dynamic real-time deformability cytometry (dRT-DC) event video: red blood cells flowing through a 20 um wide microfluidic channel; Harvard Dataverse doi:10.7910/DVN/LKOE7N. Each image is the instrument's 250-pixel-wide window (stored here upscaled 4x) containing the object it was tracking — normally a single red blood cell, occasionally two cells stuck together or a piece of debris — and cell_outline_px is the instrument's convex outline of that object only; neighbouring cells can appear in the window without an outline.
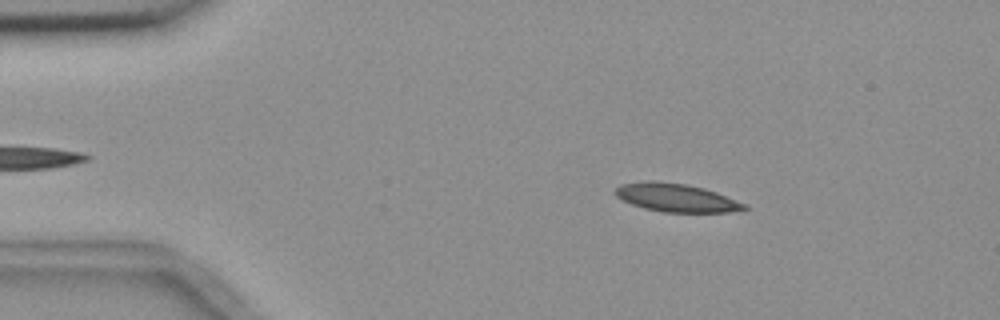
{"species": "common noctule bat (a hibernating species)", "species_latin": "Nyctalus noctula", "temperature_condition": "room temperature", "stored_images_in_passage": 4, "segment_of_instrument_passage": [1, 2], "camera_frame_rate_fps": 3000, "um_per_image_px": 0.085, "animal": {"sex": "female", "body_mass_g": 18.4}, "frame": {"image": 1, "passage_image": 1, "time_ms": 0.0, "image_size_px": [1000, 320], "cell_outline_px": [[748, 208], [744, 212], [664, 212], [644, 208], [632, 204], [616, 196], [612, 192], [620, 184], [644, 180], [652, 180], [688, 184], [704, 188], [716, 192], [748, 204]], "centroid_in_image_um": [57.52, 16.8], "position_along_channel_um": 27.5, "area_um2": 21.62}}